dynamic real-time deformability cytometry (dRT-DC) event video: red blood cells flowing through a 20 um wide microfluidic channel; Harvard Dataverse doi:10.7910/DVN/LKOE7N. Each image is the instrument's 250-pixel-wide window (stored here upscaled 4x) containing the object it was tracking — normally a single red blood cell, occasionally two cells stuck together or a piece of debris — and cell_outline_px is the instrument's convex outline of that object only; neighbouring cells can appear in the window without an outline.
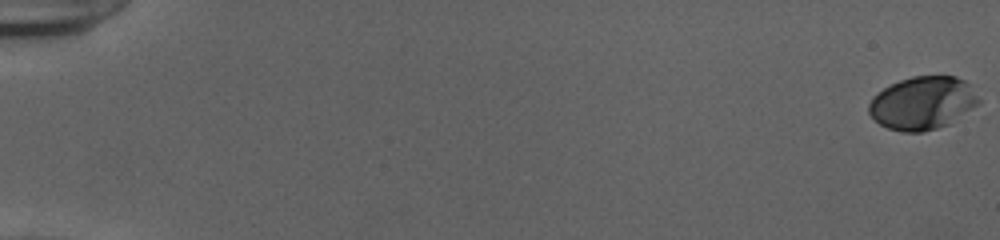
{"species": "human", "species_latin": "Homo sapiens", "temperature_condition": "cold", "stored_images_in_passage": 55, "camera_frame_rate_fps": 3000, "um_per_image_px": 0.085, "donor": {"sex": "female"}, "frame": {"image": 1, "passage_image": 1, "time_ms": 0.0, "image_size_px": [1000, 240], "cell_outline_px": [[980, 100], [976, 104], [948, 124], [924, 132], [904, 132], [888, 128], [880, 124], [868, 112], [868, 104], [872, 96], [884, 88], [900, 80], [912, 76], [956, 76], [964, 80], [968, 84]], "centroid_in_image_um": [78.36, 8.75], "position_along_channel_um": 6.6, "area_um2": 33.47}}
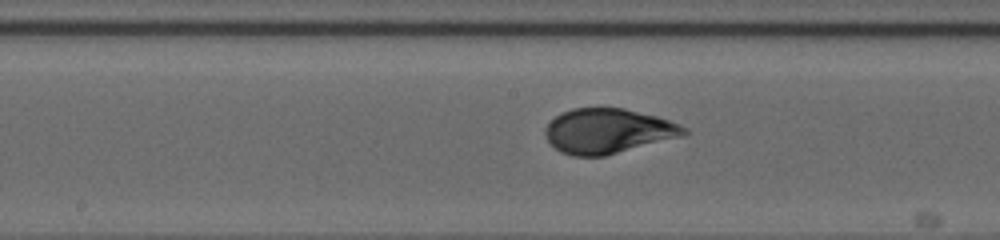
{"frame": {"image": 2, "passage_image": 31, "time_ms": 10.0, "image_size_px": [1000, 240], "cell_outline_px": [[688, 132], [680, 136], [604, 156], [572, 156], [560, 152], [548, 140], [544, 132], [544, 128], [560, 112], [572, 108], [624, 108], [656, 116], [680, 124], [688, 128]], "centroid_in_image_um": [51.64, 11.13], "position_along_channel_um": 196.6, "area_um2": 35.95}}
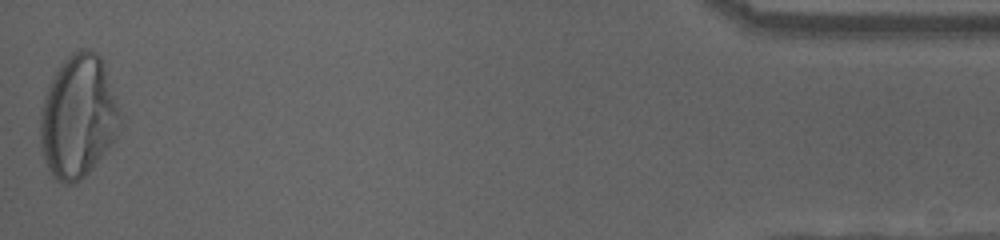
{"frame": {"image": 3, "passage_image": 55, "time_ms": 18.0, "image_size_px": [1000, 240], "cell_outline_px": [[120, 128], [116, 136], [92, 168], [76, 184], [64, 184], [56, 180], [52, 176], [44, 160], [40, 144], [40, 108], [48, 84], [56, 68], [72, 52], [80, 48], [88, 48], [96, 52], [104, 60], [120, 112]], "centroid_in_image_um": [6.62, 9.88], "position_along_channel_um": 428.6, "area_um2": 57.63}, "authors_computed_cell_mechanics": {"area_um2": 35.8938, "velocity_mm_per_s": 3.8952, "shape_relaxation_time_tau1_ms": 3.2145, "shape_relaxation_time_tau2_ms": null, "deformation_change_tau1": 0.1725, "deformation_change_tau2": null}}